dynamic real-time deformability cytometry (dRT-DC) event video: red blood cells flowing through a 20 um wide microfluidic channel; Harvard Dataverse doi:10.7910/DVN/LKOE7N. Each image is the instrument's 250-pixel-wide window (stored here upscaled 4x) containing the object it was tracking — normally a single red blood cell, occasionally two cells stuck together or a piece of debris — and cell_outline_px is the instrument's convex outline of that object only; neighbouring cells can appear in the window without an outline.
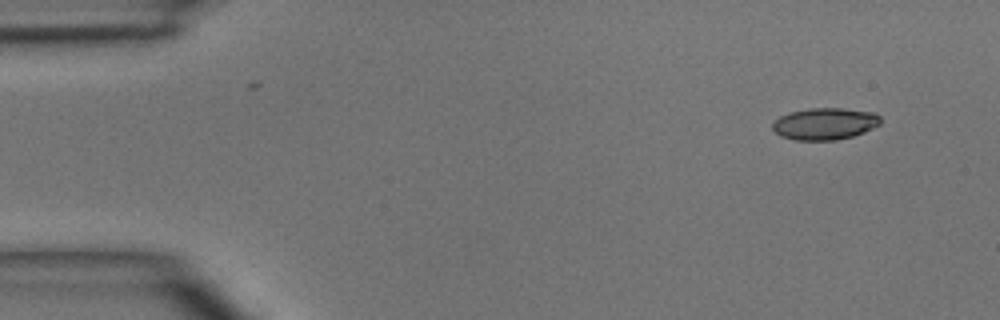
{"species": "common noctule bat (a hibernating species)", "species_latin": "Nyctalus noctula", "temperature_condition": "room temperature", "stored_images_in_passage": 5, "camera_frame_rate_fps": 3000, "um_per_image_px": 0.085, "animal": {"sex": "male", "body_mass_g": 15.6}, "frame": {"image": 1, "passage_image": 1, "time_ms": 0.0, "image_size_px": [1000, 320], "cell_outline_px": [[880, 124], [864, 132], [852, 136], [836, 140], [792, 140], [780, 136], [772, 128], [772, 124], [780, 116], [788, 112], [808, 108], [844, 108], [876, 112], [880, 116]], "centroid_in_image_um": [70.11, 10.51], "position_along_channel_um": 14.9, "area_um2": 20.23}}
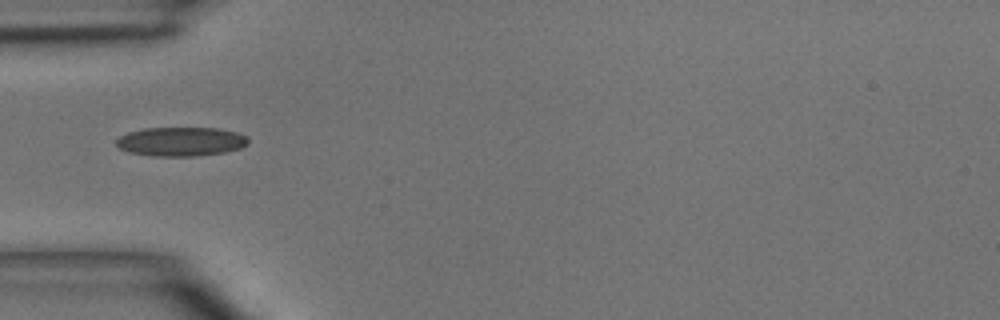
{"frame": {"image": 2, "passage_image": 4, "time_ms": 3.667, "image_size_px": [1000, 320], "cell_outline_px": [[248, 144], [240, 148], [224, 152], [196, 156], [152, 156], [128, 152], [120, 148], [116, 144], [116, 140], [120, 136], [128, 132], [144, 128], [220, 128], [236, 132], [248, 136]], "centroid_in_image_um": [15.38, 12.03], "position_along_channel_um": 69.6, "area_um2": 22.43}}
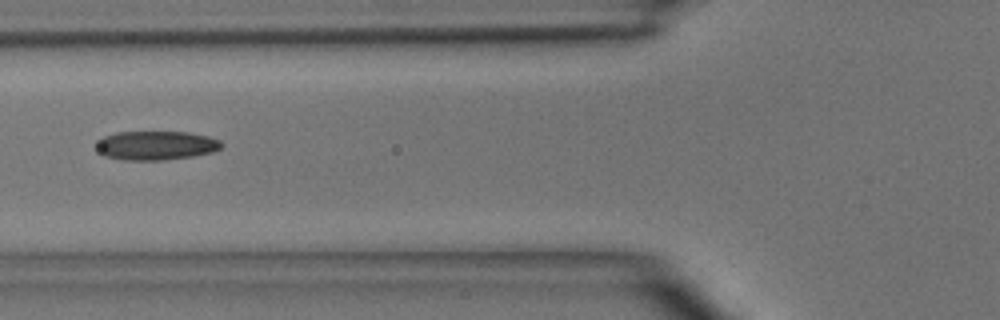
{"frame": {"image": 3, "passage_image": 5, "time_ms": 4.667, "image_size_px": [1000, 320], "cell_outline_px": [[224, 144], [220, 148], [212, 152], [192, 156], [164, 160], [124, 160], [104, 156], [96, 152], [96, 144], [104, 136], [116, 132], [188, 132], [208, 136], [220, 140]], "centroid_in_image_um": [13.24, 12.36], "position_along_channel_um": 112.6, "area_um2": 21.27}}